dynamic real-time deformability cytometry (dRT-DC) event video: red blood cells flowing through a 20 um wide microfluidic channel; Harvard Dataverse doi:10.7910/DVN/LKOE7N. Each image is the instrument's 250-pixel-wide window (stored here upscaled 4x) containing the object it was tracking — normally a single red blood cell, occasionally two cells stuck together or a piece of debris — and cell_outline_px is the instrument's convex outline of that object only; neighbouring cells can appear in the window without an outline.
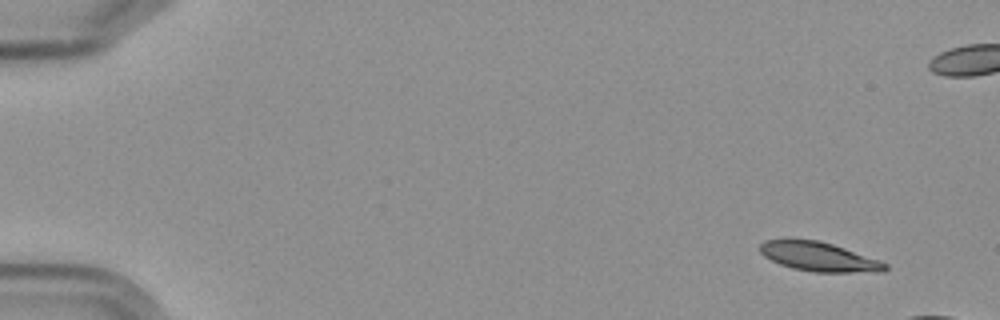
{"species": "Egyptian fruit bat (a non-hibernating species)", "species_latin": "Rousettus aegyptiacus", "temperature_condition": "cold", "stored_images_in_passage": 4, "camera_frame_rate_fps": 3000, "um_per_image_px": 0.085, "frame": {"image": 1, "passage_image": 1, "time_ms": 0.0, "image_size_px": [1000, 320], "cell_outline_px": [[888, 268], [884, 272], [812, 272], [792, 268], [780, 264], [764, 256], [760, 252], [760, 244], [764, 240], [784, 236], [788, 236], [820, 240], [880, 260], [888, 264]], "centroid_in_image_um": [69.54, 21.77], "position_along_channel_um": 15.5, "area_um2": 22.02}}